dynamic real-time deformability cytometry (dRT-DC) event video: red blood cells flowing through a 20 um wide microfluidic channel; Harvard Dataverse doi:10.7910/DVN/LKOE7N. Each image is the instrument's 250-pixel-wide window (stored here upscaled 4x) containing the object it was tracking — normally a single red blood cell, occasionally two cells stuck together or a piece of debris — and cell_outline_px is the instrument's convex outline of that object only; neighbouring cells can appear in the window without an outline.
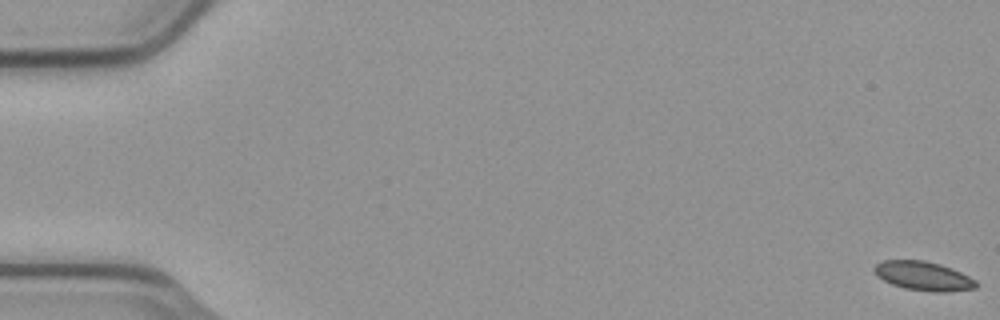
{"species": "common noctule bat (a hibernating species)", "species_latin": "Nyctalus noctula", "temperature_condition": "cold", "stored_images_in_passage": 19, "camera_frame_rate_fps": 3000, "um_per_image_px": 0.085, "animal": {"sex": "male", "body_mass_g": 23.1, "forearm_length_mm": 52.7}, "frame": {"image": 1, "passage_image": 1, "time_ms": 0.0, "image_size_px": [1000, 320], "cell_outline_px": [[980, 284], [976, 288], [948, 292], [932, 292], [904, 288], [892, 284], [884, 280], [872, 268], [876, 264], [884, 260], [924, 260], [940, 264], [952, 268], [976, 280]], "centroid_in_image_um": [78.54, 23.46], "position_along_channel_um": 6.5, "area_um2": 17.22}}
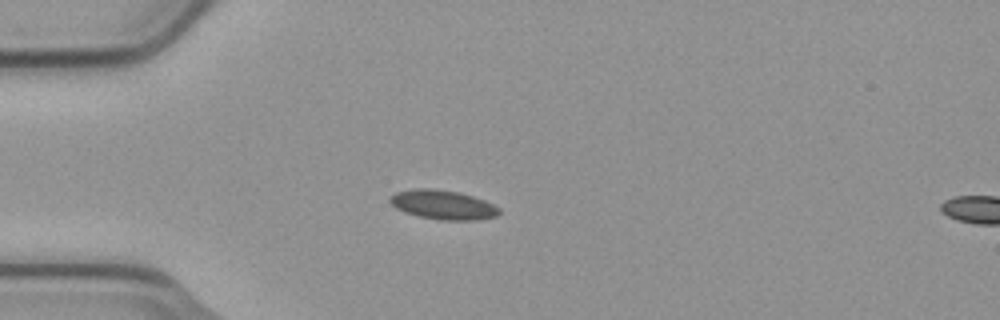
{"frame": {"image": 2, "passage_image": 16, "time_ms": 5.0, "image_size_px": [1000, 320], "cell_outline_px": [[500, 212], [496, 216], [476, 220], [440, 220], [420, 216], [404, 212], [396, 208], [388, 200], [388, 196], [396, 192], [416, 188], [428, 188], [460, 192], [484, 200], [500, 208]], "centroid_in_image_um": [37.63, 17.4], "position_along_channel_um": 47.4, "area_um2": 18.61}}